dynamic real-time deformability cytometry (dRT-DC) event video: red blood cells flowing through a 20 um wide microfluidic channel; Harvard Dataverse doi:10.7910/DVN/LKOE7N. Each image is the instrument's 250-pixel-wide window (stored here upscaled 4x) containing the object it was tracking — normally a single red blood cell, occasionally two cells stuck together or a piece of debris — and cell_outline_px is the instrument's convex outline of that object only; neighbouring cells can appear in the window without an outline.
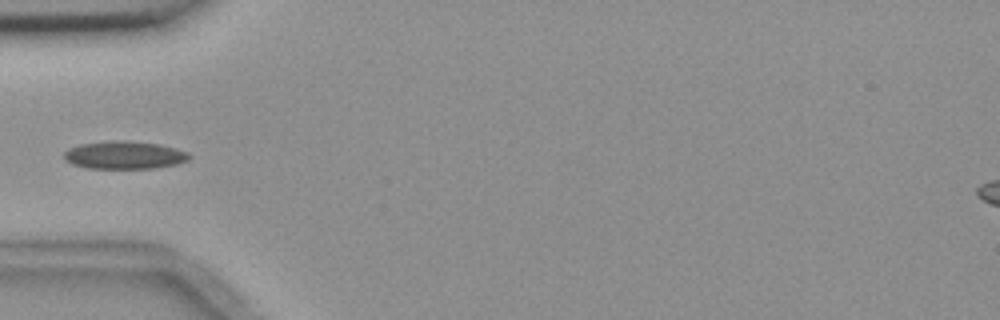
{"species": "common noctule bat (a hibernating species)", "species_latin": "Nyctalus noctula", "temperature_condition": "room temperature", "stored_images_in_passage": 4, "camera_frame_rate_fps": 3000, "um_per_image_px": 0.085, "animal": {"sex": "female", "body_mass_g": 18.4}, "frame": {"image": 1, "passage_image": 4, "time_ms": 4.333, "image_size_px": [1000, 320], "cell_outline_px": [[192, 156], [188, 160], [176, 164], [156, 168], [88, 168], [72, 164], [64, 160], [64, 152], [68, 148], [80, 144], [120, 140], [124, 140], [160, 144], [176, 148], [188, 152]], "centroid_in_image_um": [10.59, 13.18], "position_along_channel_um": 74.4, "area_um2": 20.35}}